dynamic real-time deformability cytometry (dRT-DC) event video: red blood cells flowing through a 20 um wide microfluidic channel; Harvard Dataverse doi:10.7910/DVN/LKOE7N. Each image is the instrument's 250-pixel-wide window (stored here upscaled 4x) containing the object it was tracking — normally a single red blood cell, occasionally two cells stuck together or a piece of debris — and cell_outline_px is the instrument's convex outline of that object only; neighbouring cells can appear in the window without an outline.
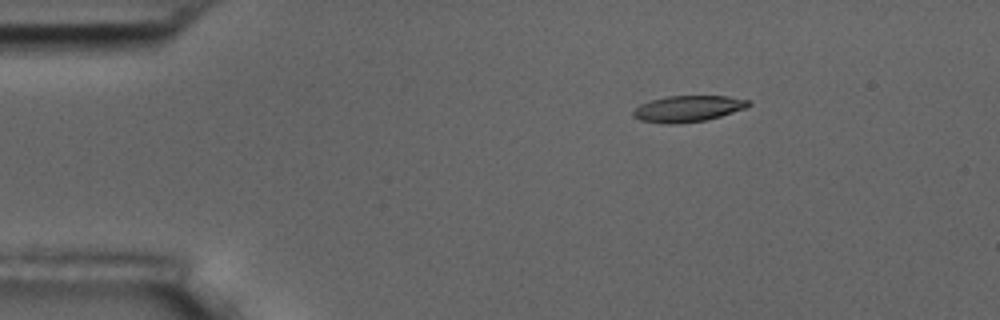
{"species": "common noctule bat (a hibernating species)", "species_latin": "Nyctalus noctula", "temperature_condition": "room temperature", "stored_images_in_passage": 4, "camera_frame_rate_fps": 3000, "um_per_image_px": 0.085, "animal": {"sex": "male", "body_mass_g": 17.5, "forearm_length_mm": 52.3}, "frame": {"image": 1, "passage_image": 3, "time_ms": 2.333, "image_size_px": [1000, 320], "cell_outline_px": [[752, 104], [748, 108], [708, 120], [676, 124], [664, 124], [640, 120], [632, 116], [632, 112], [640, 104], [652, 100], [668, 96], [728, 96], [748, 100]], "centroid_in_image_um": [58.5, 9.25], "position_along_channel_um": 26.5, "area_um2": 17.8}}